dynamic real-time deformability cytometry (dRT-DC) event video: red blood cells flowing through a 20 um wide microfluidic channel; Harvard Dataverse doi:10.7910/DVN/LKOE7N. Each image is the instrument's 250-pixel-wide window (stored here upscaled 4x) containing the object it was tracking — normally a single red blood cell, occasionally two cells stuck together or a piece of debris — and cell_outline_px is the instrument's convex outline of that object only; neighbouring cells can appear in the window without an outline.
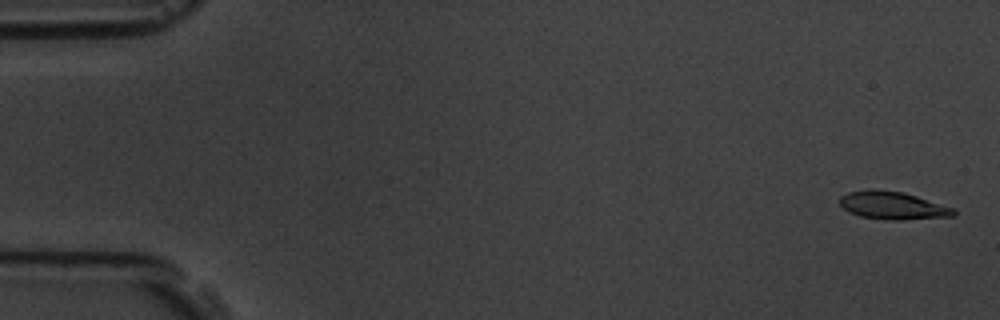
{"species": "common noctule bat (a hibernating species)", "species_latin": "Nyctalus noctula", "temperature_condition": "room temperature", "stored_images_in_passage": 5, "camera_frame_rate_fps": 3000, "um_per_image_px": 0.085, "animal": {"sex": "male", "body_mass_g": 19.5, "forearm_length_mm": 54.6}, "frame": {"image": 1, "passage_image": 1, "time_ms": 0.0, "image_size_px": [1000, 320], "cell_outline_px": [[956, 216], [900, 220], [888, 220], [860, 216], [844, 208], [840, 204], [840, 196], [848, 192], [868, 188], [904, 192], [956, 208]], "centroid_in_image_um": [75.92, 17.46], "position_along_channel_um": 9.1, "area_um2": 18.61}}
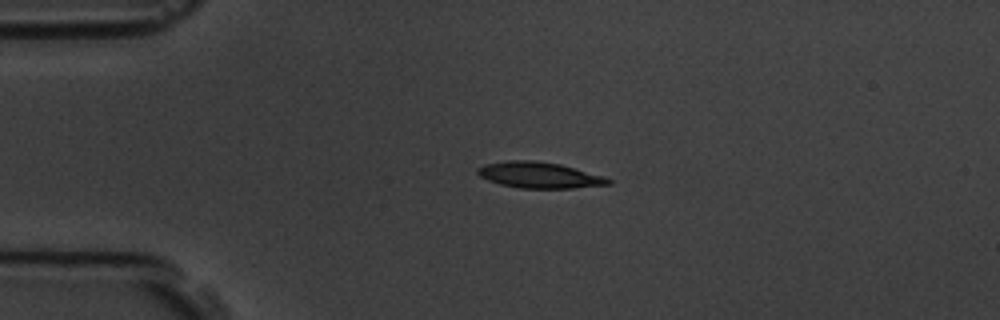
{"frame": {"image": 2, "passage_image": 4, "time_ms": 3.667, "image_size_px": [1000, 320], "cell_outline_px": [[612, 184], [572, 188], [520, 188], [500, 184], [488, 180], [480, 176], [476, 172], [476, 168], [484, 164], [508, 160], [532, 160], [560, 164], [604, 176], [612, 180]], "centroid_in_image_um": [45.83, 14.88], "position_along_channel_um": 39.2, "area_um2": 19.83}}